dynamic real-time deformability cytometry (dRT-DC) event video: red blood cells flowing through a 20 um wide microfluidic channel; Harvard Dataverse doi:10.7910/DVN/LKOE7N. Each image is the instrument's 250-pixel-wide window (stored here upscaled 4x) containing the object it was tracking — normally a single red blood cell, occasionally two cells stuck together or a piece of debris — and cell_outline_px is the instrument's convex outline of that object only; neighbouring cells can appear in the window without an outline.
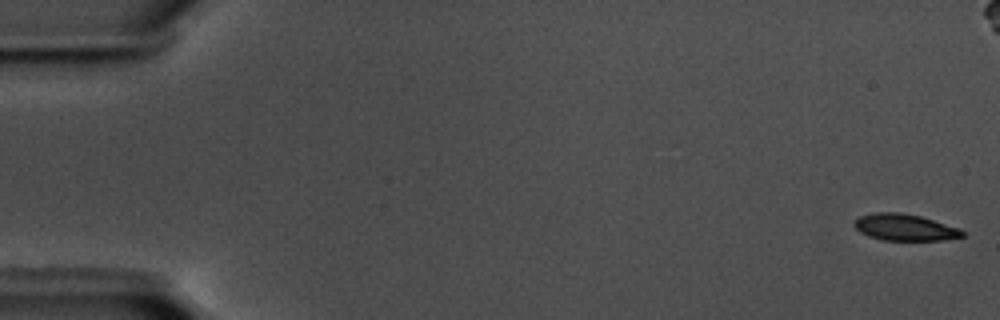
{"species": "common noctule bat (a hibernating species)", "species_latin": "Nyctalus noctula", "temperature_condition": "warm", "stored_images_in_passage": 59, "camera_frame_rate_fps": 3000, "um_per_image_px": 0.085, "animal": {"sex": "male", "body_mass_g": 17.5, "forearm_length_mm": 52.3}, "frame": {"image": 1, "passage_image": 1, "time_ms": 0.0, "image_size_px": [1000, 320], "cell_outline_px": [[964, 236], [944, 240], [884, 240], [868, 236], [860, 232], [852, 224], [860, 216], [876, 212], [900, 212], [920, 216], [960, 228], [964, 232]], "centroid_in_image_um": [76.91, 19.32], "position_along_channel_um": 8.1, "area_um2": 16.7}}
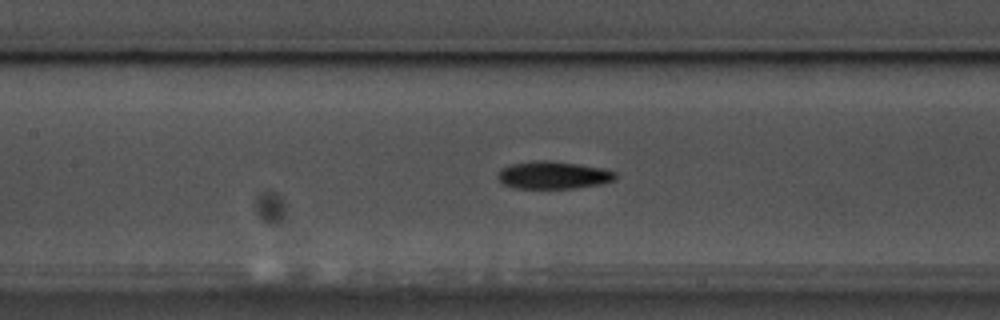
{"frame": {"image": 2, "passage_image": 27, "time_ms": 8.667, "image_size_px": [1000, 320], "cell_outline_px": [[616, 176], [612, 180], [600, 184], [572, 188], [512, 188], [504, 184], [496, 176], [500, 168], [512, 164], [532, 160], [548, 160], [604, 168], [616, 172]], "centroid_in_image_um": [46.98, 14.87], "position_along_channel_um": 160.4, "area_um2": 18.84}}
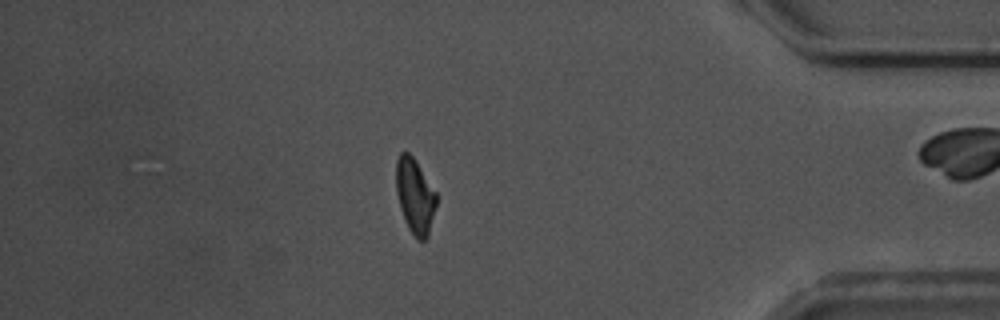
{"frame": {"image": 3, "passage_image": 50, "time_ms": 16.333, "image_size_px": [1000, 320], "cell_outline_px": [[436, 204], [428, 236], [424, 240], [416, 240], [408, 228], [404, 220], [400, 208], [396, 192], [396, 160], [400, 152], [408, 152], [416, 160], [436, 192]], "centroid_in_image_um": [35.26, 16.65], "position_along_channel_um": 399.9, "area_um2": 17.69}, "authors_computed_cell_mechanics": {"area_um2": 17.918, "velocity_mm_per_s": 3.5793, "shape_relaxation_time_tau1_ms": 2.7744, "shape_relaxation_time_tau2_ms": 8.9015, "deformation_change_tau1": 0.1219, "deformation_change_tau2": 0.157}}